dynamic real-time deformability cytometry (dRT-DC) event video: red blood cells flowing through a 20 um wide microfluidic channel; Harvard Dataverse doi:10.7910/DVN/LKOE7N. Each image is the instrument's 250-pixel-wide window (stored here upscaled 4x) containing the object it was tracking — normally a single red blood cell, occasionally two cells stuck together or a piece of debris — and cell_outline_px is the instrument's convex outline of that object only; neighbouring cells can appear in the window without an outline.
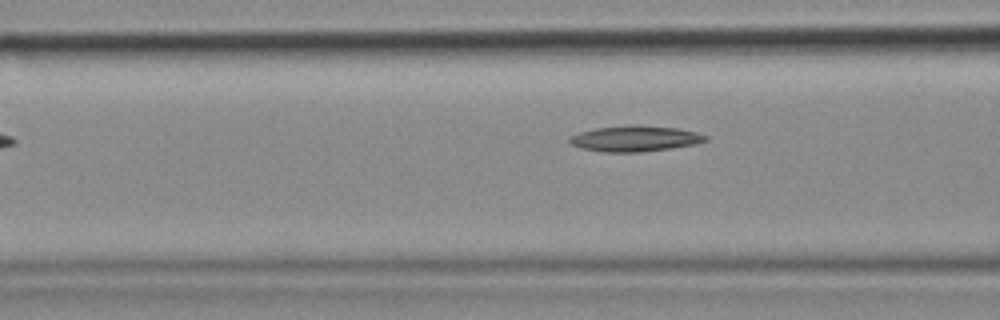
{"species": "common noctule bat (a hibernating species)", "species_latin": "Nyctalus noctula", "temperature_condition": "cold", "stored_images_in_passage": 7, "segment_of_instrument_passage": [2, 2], "camera_frame_rate_fps": 3000, "um_per_image_px": 0.085, "animal": {"sex": "female", "body_mass_g": 18.4}, "frame": {"image": 1, "passage_image": 7, "time_ms": 2.0, "image_size_px": [1000, 320], "cell_outline_px": [[708, 140], [696, 144], [672, 148], [640, 152], [604, 152], [584, 148], [572, 144], [568, 140], [568, 136], [580, 132], [596, 128], [632, 124], [680, 128], [696, 132], [708, 136]], "centroid_in_image_um": [54.01, 11.77], "position_along_channel_um": 112.6, "area_um2": 20.52}}